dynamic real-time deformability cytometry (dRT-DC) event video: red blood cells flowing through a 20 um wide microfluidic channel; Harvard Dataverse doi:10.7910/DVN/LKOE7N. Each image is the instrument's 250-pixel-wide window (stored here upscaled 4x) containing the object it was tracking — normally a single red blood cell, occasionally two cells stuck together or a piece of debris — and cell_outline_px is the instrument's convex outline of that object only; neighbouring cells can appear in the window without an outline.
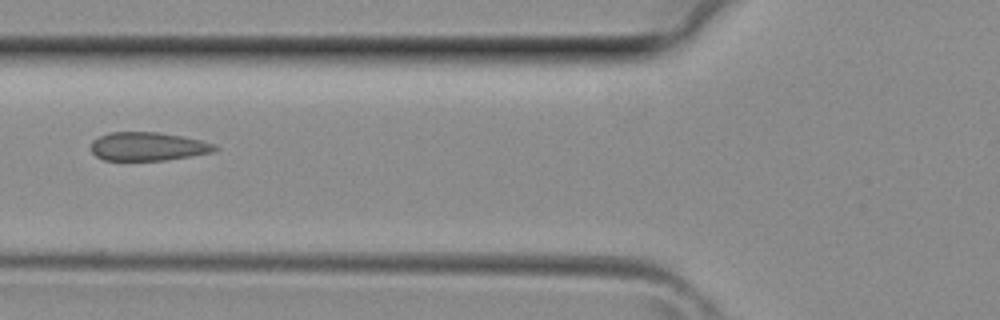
{"species": "common noctule bat (a hibernating species)", "species_latin": "Nyctalus noctula", "temperature_condition": "room temperature", "stored_images_in_passage": 28, "camera_frame_rate_fps": 3000, "um_per_image_px": 0.085, "animal": {"sex": "female", "body_mass_g": 29.2, "forearm_length_mm": 56.3}, "frame": {"image": 1, "passage_image": 4, "time_ms": 1.0, "image_size_px": [1000, 320], "cell_outline_px": [[220, 148], [216, 152], [164, 160], [104, 160], [96, 156], [92, 152], [92, 140], [108, 132], [160, 132], [184, 136], [216, 144]], "centroid_in_image_um": [12.62, 12.44], "position_along_channel_um": 113.2, "area_um2": 20.75}}
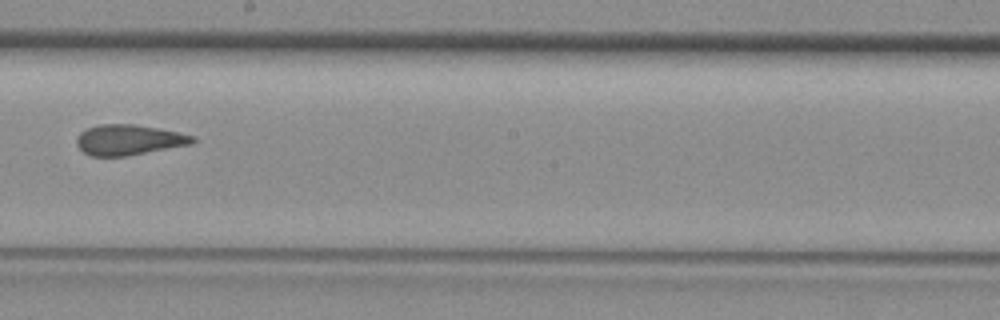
{"frame": {"image": 2, "passage_image": 11, "time_ms": 3.333, "image_size_px": [1000, 320], "cell_outline_px": [[196, 140], [192, 144], [124, 156], [92, 156], [84, 152], [76, 144], [76, 136], [80, 132], [88, 128], [100, 124], [132, 124], [156, 128], [196, 136]], "centroid_in_image_um": [10.93, 11.88], "position_along_channel_um": 237.3, "area_um2": 20.35}}
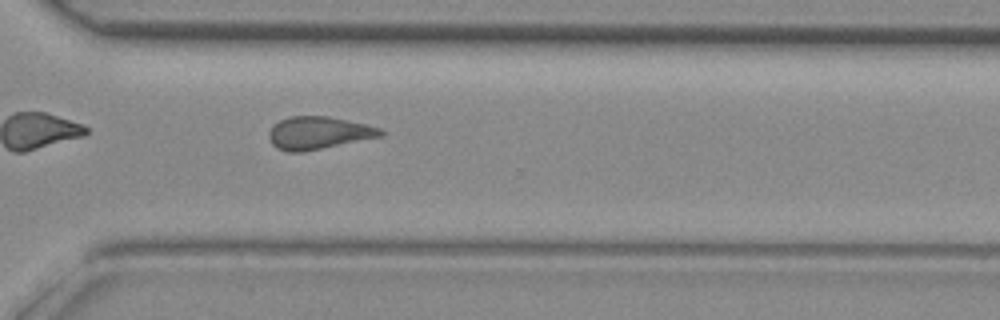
{"frame": {"image": 3, "passage_image": 17, "time_ms": 5.333, "image_size_px": [1000, 320], "cell_outline_px": [[384, 136], [300, 152], [288, 152], [276, 148], [272, 144], [268, 136], [268, 132], [280, 120], [288, 116], [328, 116], [348, 120], [384, 128]], "centroid_in_image_um": [27.1, 11.29], "position_along_channel_um": 343.5, "area_um2": 21.27}}